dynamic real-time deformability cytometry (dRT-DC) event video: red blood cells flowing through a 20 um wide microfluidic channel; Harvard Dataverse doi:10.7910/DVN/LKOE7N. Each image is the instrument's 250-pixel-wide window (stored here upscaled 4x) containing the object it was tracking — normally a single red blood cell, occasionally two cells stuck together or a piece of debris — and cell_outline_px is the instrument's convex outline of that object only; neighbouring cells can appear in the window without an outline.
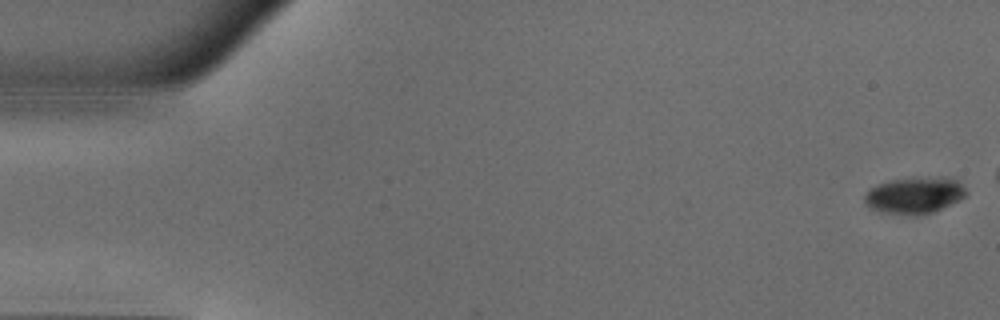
{"species": "common noctule bat (a hibernating species)", "species_latin": "Nyctalus noctula", "temperature_condition": "warm", "stored_images_in_passage": 42, "camera_frame_rate_fps": 3000, "um_per_image_px": 0.085, "animal": {"sex": "male", "body_mass_g": 18.8}, "frame": {"image": 1, "passage_image": 1, "time_ms": 0.0, "image_size_px": [1000, 320], "cell_outline_px": [[968, 192], [964, 196], [932, 212], [916, 216], [912, 216], [884, 212], [868, 208], [864, 200], [864, 196], [876, 184], [892, 180], [956, 180]], "centroid_in_image_um": [77.63, 16.67], "position_along_channel_um": 7.4, "area_um2": 20.35}}
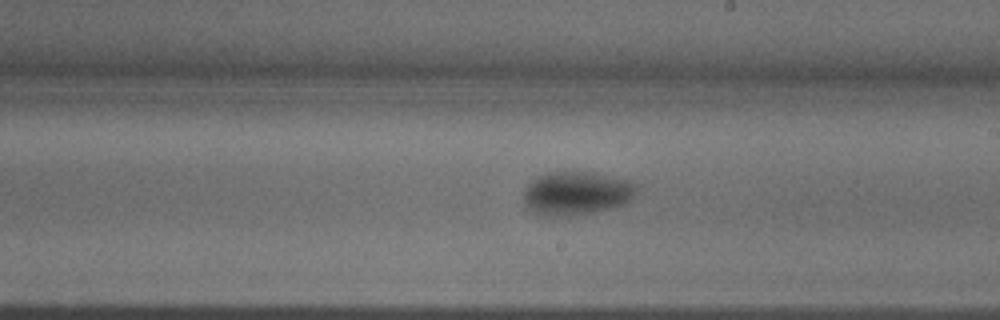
{"frame": {"image": 2, "passage_image": 29, "time_ms": 9.333, "image_size_px": [1000, 320], "cell_outline_px": [[636, 192], [632, 200], [624, 204], [608, 208], [588, 212], [556, 216], [544, 216], [532, 212], [524, 204], [524, 188], [532, 180], [548, 172], [592, 172], [632, 180], [636, 184]], "centroid_in_image_um": [49.0, 16.4], "position_along_channel_um": 240.0, "area_um2": 28.5}}
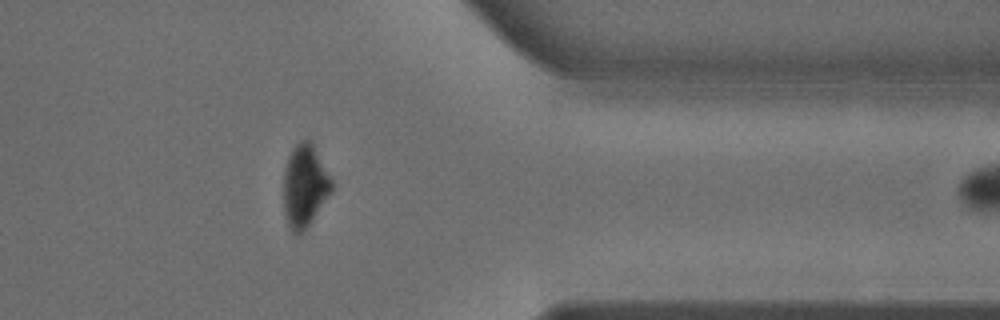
{"frame": {"image": 3, "passage_image": 41, "time_ms": 13.333, "image_size_px": [1000, 320], "cell_outline_px": [[332, 188], [312, 220], [300, 232], [292, 232], [284, 216], [284, 168], [288, 156], [292, 148], [300, 140], [312, 140], [332, 180]], "centroid_in_image_um": [25.88, 15.72], "position_along_channel_um": 385.5, "area_um2": 22.77}}